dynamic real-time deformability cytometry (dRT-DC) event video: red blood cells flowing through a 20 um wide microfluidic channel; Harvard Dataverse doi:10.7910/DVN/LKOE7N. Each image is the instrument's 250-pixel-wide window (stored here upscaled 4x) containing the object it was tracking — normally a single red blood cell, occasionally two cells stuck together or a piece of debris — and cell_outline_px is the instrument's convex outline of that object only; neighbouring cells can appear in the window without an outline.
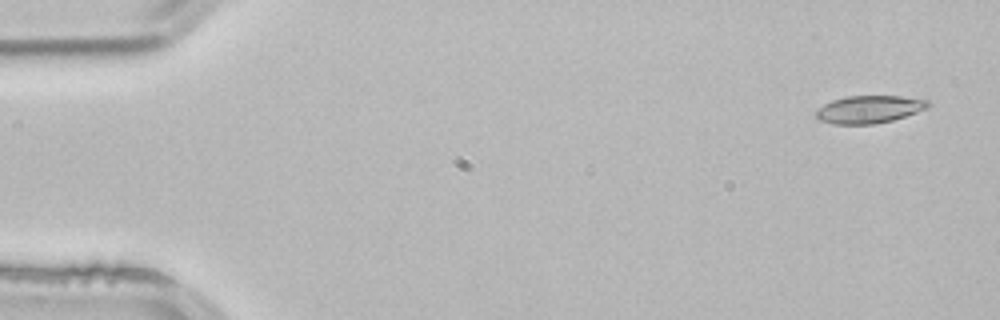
{"species": "common noctule bat (a hibernating species)", "species_latin": "Nyctalus noctula", "temperature_condition": "room temperature", "stored_images_in_passage": 3, "camera_frame_rate_fps": 3000, "um_per_image_px": 0.085, "animal": {"sex": "male", "body_mass_g": 21.5, "forearm_length_mm": 52.0}, "frame": {"image": 1, "passage_image": 1, "time_ms": 0.0, "image_size_px": [1000, 320], "cell_outline_px": [[932, 104], [928, 108], [892, 120], [876, 124], [832, 124], [820, 120], [816, 116], [816, 108], [832, 100], [844, 96], [900, 96], [928, 100]], "centroid_in_image_um": [73.87, 9.29], "position_along_channel_um": 11.1, "area_um2": 18.09}}
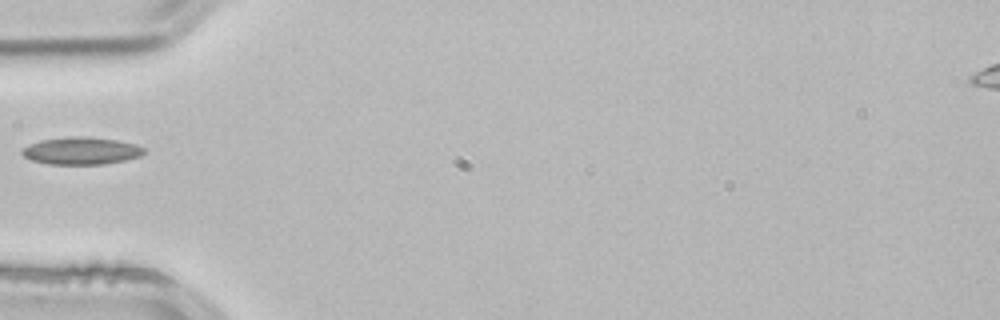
{"frame": {"image": 2, "passage_image": 3, "time_ms": 0.667, "image_size_px": [1000, 320], "cell_outline_px": [[144, 152], [140, 156], [124, 160], [104, 164], [48, 164], [32, 160], [24, 156], [20, 152], [20, 148], [28, 144], [40, 140], [68, 136], [84, 136], [116, 140], [136, 144], [144, 148]], "centroid_in_image_um": [6.85, 12.81], "position_along_channel_um": 78.2, "area_um2": 19.54}}